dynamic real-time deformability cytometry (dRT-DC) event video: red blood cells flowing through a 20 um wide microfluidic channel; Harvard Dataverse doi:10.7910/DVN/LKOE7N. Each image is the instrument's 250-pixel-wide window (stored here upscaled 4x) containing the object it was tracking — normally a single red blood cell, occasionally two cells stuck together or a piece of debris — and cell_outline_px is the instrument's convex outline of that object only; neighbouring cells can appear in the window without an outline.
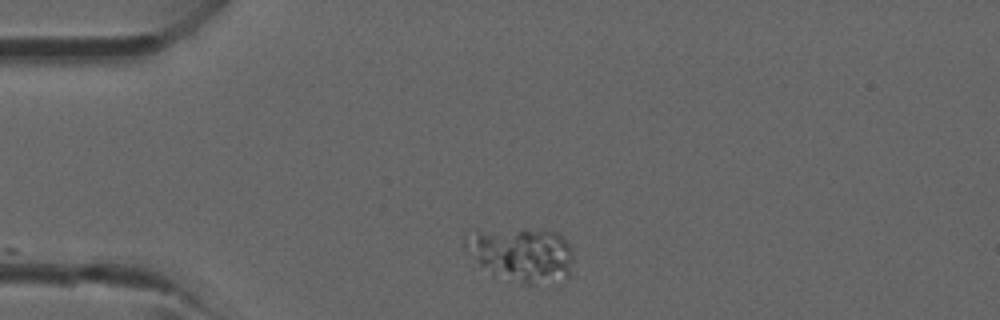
{"species": "common noctule bat (a hibernating species)", "species_latin": "Nyctalus noctula", "temperature_condition": "room temperature", "stored_images_in_passage": 9, "camera_frame_rate_fps": 3000, "um_per_image_px": 0.085, "animal": {"sex": "male", "forearm_length_mm": 52.5}, "frame": {"image": 1, "passage_image": 1, "time_ms": 0.0, "image_size_px": [1000, 320], "cell_outline_px": [[572, 260], [568, 276], [532, 284], [524, 284], [472, 268], [464, 248], [464, 232], [560, 232], [564, 236], [572, 248]], "centroid_in_image_um": [44.2, 21.68], "position_along_channel_um": 40.8, "area_um2": 33.93}}
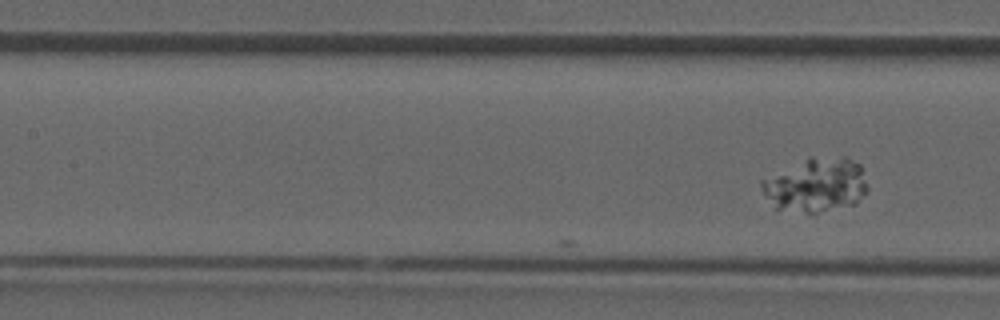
{"frame": {"image": 2, "passage_image": 9, "time_ms": 2.667, "image_size_px": [1000, 320], "cell_outline_px": [[868, 192], [856, 204], [812, 216], [776, 208], [760, 188], [760, 180], [812, 156], [844, 156], [860, 164], [868, 188]], "centroid_in_image_um": [69.4, 15.76], "position_along_channel_um": 138.0, "area_um2": 34.1}}